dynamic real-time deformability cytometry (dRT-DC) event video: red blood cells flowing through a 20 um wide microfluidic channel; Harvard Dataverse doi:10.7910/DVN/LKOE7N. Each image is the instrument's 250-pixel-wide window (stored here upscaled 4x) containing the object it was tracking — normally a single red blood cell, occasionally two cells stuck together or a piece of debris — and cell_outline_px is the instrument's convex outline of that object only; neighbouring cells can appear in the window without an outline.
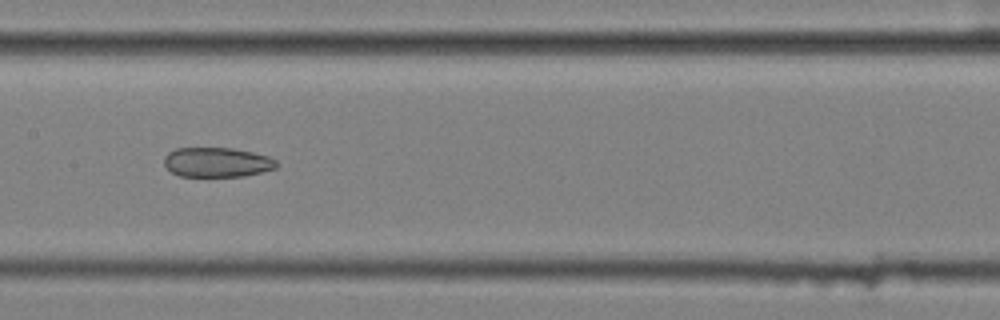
{"species": "common noctule bat (a hibernating species)", "species_latin": "Nyctalus noctula", "temperature_condition": "cold", "stored_images_in_passage": 9, "camera_frame_rate_fps": 3000, "um_per_image_px": 0.085, "animal": {"sex": "female", "body_mass_g": 25.1}, "frame": {"image": 1, "passage_image": 6, "time_ms": 1.667, "image_size_px": [1000, 320], "cell_outline_px": [[280, 164], [276, 168], [244, 176], [180, 176], [172, 172], [164, 164], [164, 156], [168, 152], [176, 148], [232, 148], [252, 152], [268, 156], [276, 160]], "centroid_in_image_um": [18.45, 13.79], "position_along_channel_um": 188.9, "area_um2": 19.42}}
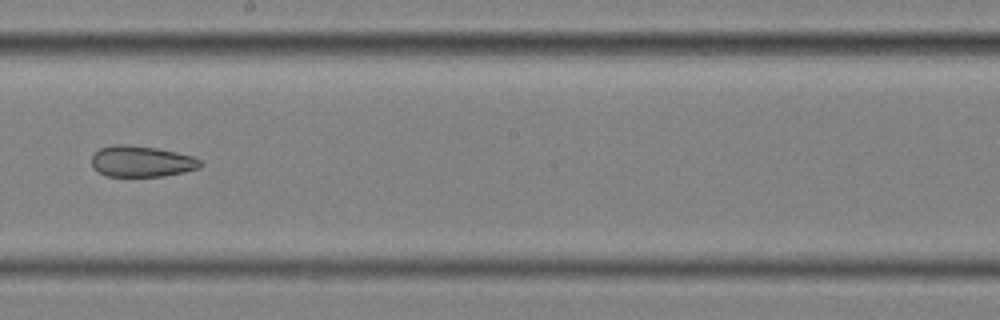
{"frame": {"image": 2, "passage_image": 7, "time_ms": 2.0, "image_size_px": [1000, 320], "cell_outline_px": [[204, 164], [200, 168], [184, 172], [164, 176], [108, 176], [100, 172], [92, 164], [92, 156], [100, 148], [112, 144], [124, 144], [156, 148], [176, 152], [192, 156], [200, 160]], "centroid_in_image_um": [12.07, 13.71], "position_along_channel_um": 236.1, "area_um2": 19.59}}
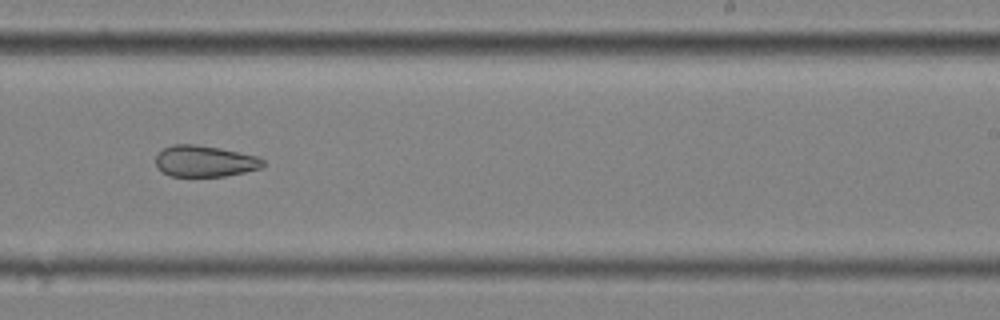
{"frame": {"image": 3, "passage_image": 8, "time_ms": 2.333, "image_size_px": [1000, 320], "cell_outline_px": [[264, 164], [260, 168], [244, 172], [224, 176], [172, 176], [164, 172], [156, 164], [156, 156], [164, 148], [172, 144], [196, 144], [220, 148], [256, 156], [264, 160]], "centroid_in_image_um": [17.4, 13.69], "position_along_channel_um": 271.6, "area_um2": 19.31}}